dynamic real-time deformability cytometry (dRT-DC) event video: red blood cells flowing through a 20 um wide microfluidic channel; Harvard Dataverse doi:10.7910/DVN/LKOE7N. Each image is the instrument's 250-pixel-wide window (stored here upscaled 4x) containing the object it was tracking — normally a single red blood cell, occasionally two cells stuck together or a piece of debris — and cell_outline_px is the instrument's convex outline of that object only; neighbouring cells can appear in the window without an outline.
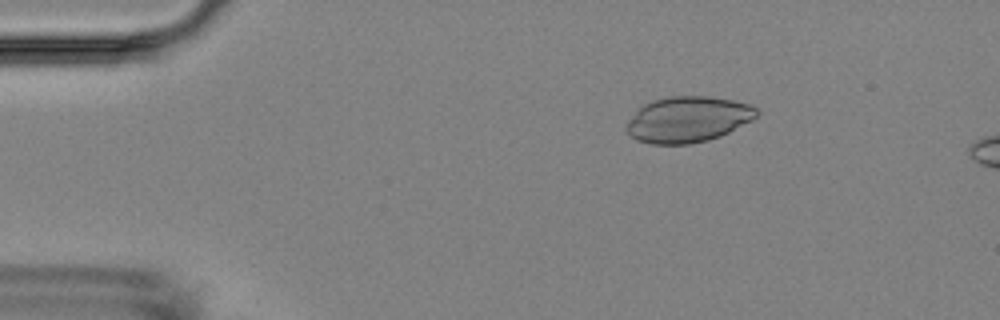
{"species": "Egyptian fruit bat (a non-hibernating species)", "species_latin": "Rousettus aegyptiacus", "temperature_condition": "room temperature", "stored_images_in_passage": 6, "camera_frame_rate_fps": 3000, "um_per_image_px": 0.085, "animal": {"sex": "female"}, "frame": {"image": 1, "passage_image": 3, "time_ms": 2.333, "image_size_px": [1000, 320], "cell_outline_px": [[760, 112], [752, 120], [720, 136], [708, 140], [688, 144], [652, 144], [636, 140], [624, 128], [628, 120], [644, 104], [652, 100], [668, 96], [708, 96], [732, 100], [748, 104], [756, 108]], "centroid_in_image_um": [58.46, 10.15], "position_along_channel_um": 26.5, "area_um2": 34.68}}